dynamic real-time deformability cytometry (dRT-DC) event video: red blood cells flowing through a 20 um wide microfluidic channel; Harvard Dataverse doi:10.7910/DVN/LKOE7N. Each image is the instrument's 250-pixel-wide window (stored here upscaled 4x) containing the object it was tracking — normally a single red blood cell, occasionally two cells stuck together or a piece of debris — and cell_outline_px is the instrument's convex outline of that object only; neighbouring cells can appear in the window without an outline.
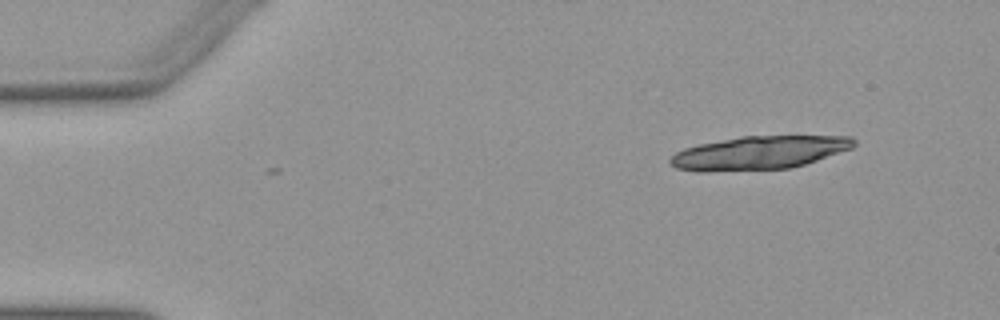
{"species": "Egyptian fruit bat (a non-hibernating species)", "species_latin": "Rousettus aegyptiacus", "temperature_condition": "warm", "stored_images_in_passage": 2, "camera_frame_rate_fps": 3000, "um_per_image_px": 0.085, "animal": {"sex": "female"}, "frame": {"image": 1, "passage_image": 2, "time_ms": 0.333, "image_size_px": [1000, 320], "cell_outline_px": [[856, 144], [852, 148], [792, 168], [708, 172], [696, 172], [676, 168], [668, 160], [676, 152], [684, 148], [700, 144], [744, 136], [852, 136], [856, 140]], "centroid_in_image_um": [64.51, 12.99], "position_along_channel_um": 20.5, "area_um2": 35.66}}